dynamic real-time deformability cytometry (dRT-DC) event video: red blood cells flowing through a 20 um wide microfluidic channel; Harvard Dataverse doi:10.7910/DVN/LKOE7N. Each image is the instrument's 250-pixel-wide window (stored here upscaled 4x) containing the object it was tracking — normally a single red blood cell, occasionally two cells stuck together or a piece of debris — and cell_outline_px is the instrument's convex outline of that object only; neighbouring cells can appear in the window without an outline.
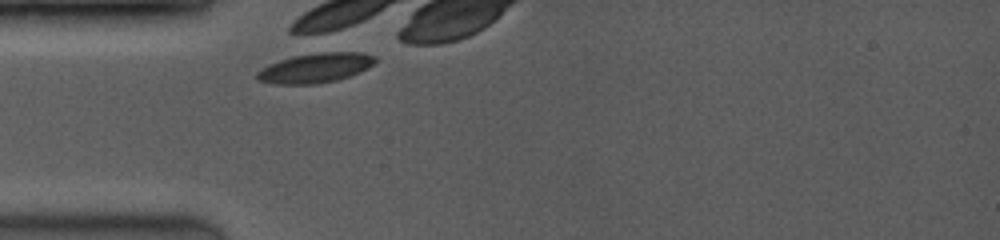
{"species": "common noctule bat (a hibernating species)", "species_latin": "Nyctalus noctula", "temperature_condition": "room temperature", "stored_images_in_passage": 1, "camera_frame_rate_fps": 3500, "um_per_image_px": 0.085, "animal": {"sex": "female", "body_mass_g": 19.0, "forearm_length_mm": 53.3}, "frame": {"image": 1, "passage_image": 1, "time_ms": 0.0, "image_size_px": [1000, 240], "cell_outline_px": [[376, 60], [368, 68], [360, 72], [336, 80], [312, 84], [276, 84], [256, 80], [256, 72], [260, 68], [268, 64], [292, 56], [328, 48], [360, 52], [376, 56]], "centroid_in_image_um": [26.82, 5.71], "position_along_channel_um": 58.2, "area_um2": 21.27}}